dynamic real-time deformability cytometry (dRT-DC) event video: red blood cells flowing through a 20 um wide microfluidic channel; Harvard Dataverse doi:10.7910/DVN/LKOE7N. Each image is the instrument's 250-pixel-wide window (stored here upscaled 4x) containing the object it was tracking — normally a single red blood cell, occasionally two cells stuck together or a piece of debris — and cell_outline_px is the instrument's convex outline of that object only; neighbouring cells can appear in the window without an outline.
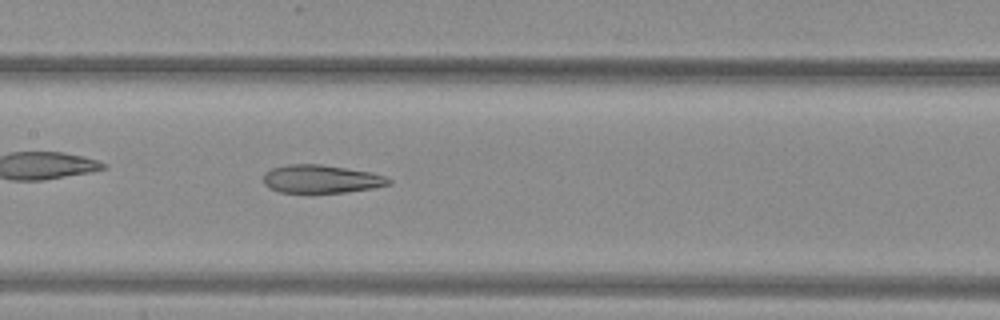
{"species": "common noctule bat (a hibernating species)", "species_latin": "Nyctalus noctula", "temperature_condition": "warm", "stored_images_in_passage": 37, "camera_frame_rate_fps": 3000, "um_per_image_px": 0.085, "animal": {"sex": "female", "body_mass_g": 29.2, "forearm_length_mm": 56.3}, "frame": {"image": 1, "passage_image": 11, "time_ms": 3.333, "image_size_px": [1000, 320], "cell_outline_px": [[392, 184], [376, 188], [344, 192], [280, 192], [268, 188], [264, 184], [264, 172], [272, 168], [288, 164], [320, 164], [368, 172], [384, 176], [392, 180]], "centroid_in_image_um": [27.29, 15.22], "position_along_channel_um": 180.1, "area_um2": 20.46}, "authors_computed_cell_mechanics": {"area_um2": 22.3686, "velocity_mm_per_s": 4.0439, "shape_relaxation_time_tau1_ms": null, "shape_relaxation_time_tau2_ms": 3.0979, "deformation_change_tau1": null, "deformation_change_tau2": 0.1297}}